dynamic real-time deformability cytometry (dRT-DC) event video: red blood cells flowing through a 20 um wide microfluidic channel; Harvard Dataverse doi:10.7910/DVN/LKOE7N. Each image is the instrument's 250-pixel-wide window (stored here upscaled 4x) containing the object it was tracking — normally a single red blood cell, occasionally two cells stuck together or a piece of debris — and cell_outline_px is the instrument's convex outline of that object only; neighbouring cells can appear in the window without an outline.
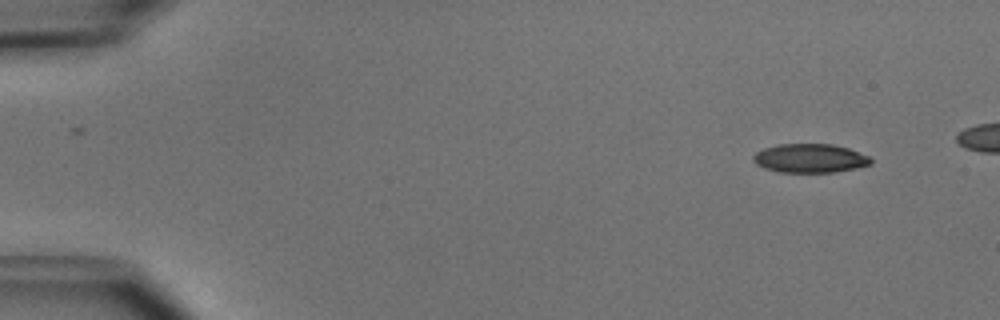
{"species": "common noctule bat (a hibernating species)", "species_latin": "Nyctalus noctula", "temperature_condition": "cold", "stored_images_in_passage": 43, "camera_frame_rate_fps": 3000, "um_per_image_px": 0.085, "animal": {"sex": "male", "body_mass_g": 15.6}, "frame": {"image": 1, "passage_image": 1, "time_ms": 0.0, "image_size_px": [1000, 320], "cell_outline_px": [[872, 164], [856, 168], [832, 172], [776, 172], [764, 168], [756, 164], [752, 160], [752, 156], [756, 152], [764, 148], [776, 144], [832, 144], [848, 148], [868, 156], [872, 160]], "centroid_in_image_um": [68.81, 13.45], "position_along_channel_um": 16.2, "area_um2": 19.83}}
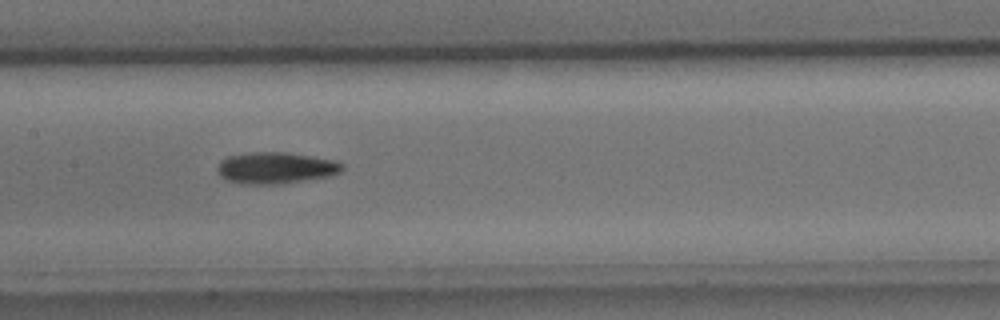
{"frame": {"image": 2, "passage_image": 22, "time_ms": 7.0, "image_size_px": [1000, 320], "cell_outline_px": [[344, 168], [340, 172], [332, 176], [280, 184], [244, 184], [228, 180], [220, 176], [216, 168], [220, 160], [228, 156], [252, 152], [288, 152], [336, 160], [344, 164]], "centroid_in_image_um": [23.46, 14.27], "position_along_channel_um": 183.9, "area_um2": 23.18}}
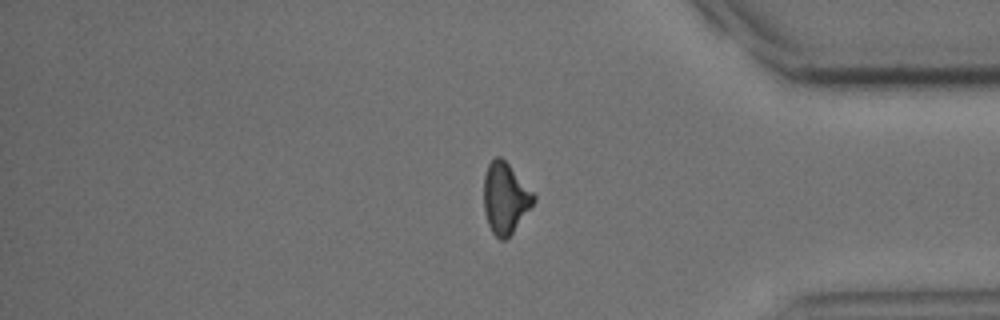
{"frame": {"image": 3, "passage_image": 39, "time_ms": 12.667, "image_size_px": [1000, 320], "cell_outline_px": [[536, 200], [512, 232], [504, 240], [500, 240], [492, 232], [488, 224], [484, 212], [484, 176], [488, 164], [496, 156], [500, 156], [508, 164], [536, 196]], "centroid_in_image_um": [42.92, 16.84], "position_along_channel_um": 392.3, "area_um2": 20.23}}